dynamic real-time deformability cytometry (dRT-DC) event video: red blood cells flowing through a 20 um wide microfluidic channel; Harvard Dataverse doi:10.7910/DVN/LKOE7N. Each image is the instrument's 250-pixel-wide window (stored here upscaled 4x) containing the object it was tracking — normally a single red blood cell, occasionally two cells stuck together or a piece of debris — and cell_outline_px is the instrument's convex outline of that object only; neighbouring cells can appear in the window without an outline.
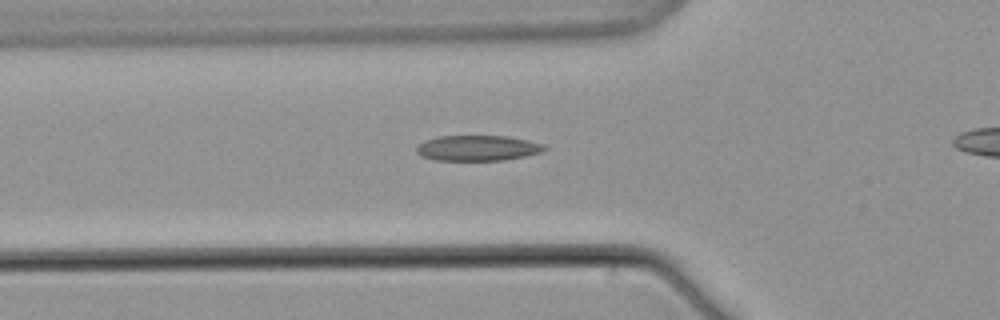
{"species": "common noctule bat (a hibernating species)", "species_latin": "Nyctalus noctula", "temperature_condition": "warm", "stored_images_in_passage": 4, "segment_of_instrument_passage": [1, 2], "camera_frame_rate_fps": 3000, "um_per_image_px": 0.085, "animal": {"sex": "male", "body_mass_g": 21.5, "forearm_length_mm": 52.0}, "frame": {"image": 1, "passage_image": 3, "time_ms": 3.0, "image_size_px": [1000, 320], "cell_outline_px": [[548, 148], [540, 152], [524, 156], [504, 160], [436, 160], [420, 156], [416, 152], [416, 148], [424, 140], [436, 136], [508, 136], [528, 140], [544, 144]], "centroid_in_image_um": [40.58, 12.58], "position_along_channel_um": 85.2, "area_um2": 19.02}}